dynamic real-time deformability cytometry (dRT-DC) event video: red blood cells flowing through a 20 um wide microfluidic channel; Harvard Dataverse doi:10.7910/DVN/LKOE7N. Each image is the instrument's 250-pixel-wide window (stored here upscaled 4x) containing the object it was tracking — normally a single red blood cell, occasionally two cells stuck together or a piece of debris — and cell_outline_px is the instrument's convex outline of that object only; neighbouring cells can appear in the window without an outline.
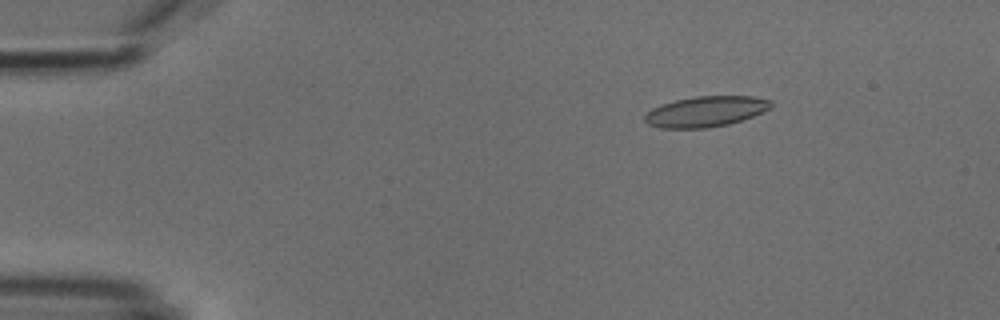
{"species": "common noctule bat (a hibernating species)", "species_latin": "Nyctalus noctula", "temperature_condition": "cold", "stored_images_in_passage": 5, "camera_frame_rate_fps": 3000, "um_per_image_px": 0.085, "animal": {"sex": "male", "body_mass_g": 18.8}, "frame": {"image": 1, "passage_image": 3, "time_ms": 2.0, "image_size_px": [1000, 320], "cell_outline_px": [[772, 104], [764, 112], [728, 124], [708, 128], [660, 128], [648, 124], [644, 120], [644, 116], [652, 108], [676, 100], [696, 96], [752, 96], [772, 100]], "centroid_in_image_um": [59.99, 9.48], "position_along_channel_um": 25.0, "area_um2": 22.31}}